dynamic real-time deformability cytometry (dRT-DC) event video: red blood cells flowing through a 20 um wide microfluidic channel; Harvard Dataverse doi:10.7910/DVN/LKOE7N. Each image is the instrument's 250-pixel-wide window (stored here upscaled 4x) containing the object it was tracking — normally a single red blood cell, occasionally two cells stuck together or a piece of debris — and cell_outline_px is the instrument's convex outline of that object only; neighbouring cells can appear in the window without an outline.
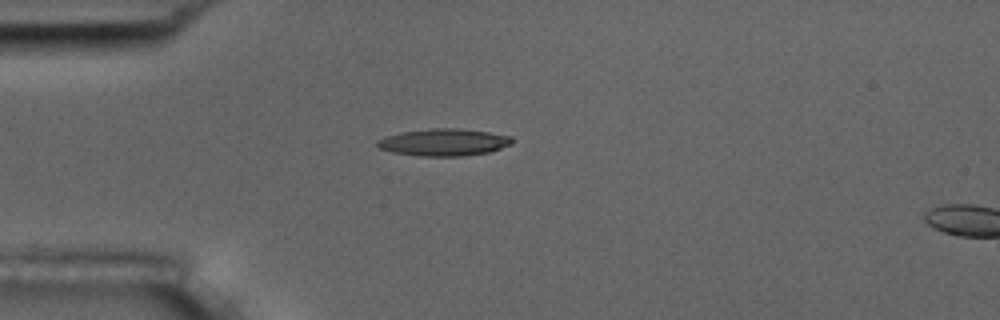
{"species": "common noctule bat (a hibernating species)", "species_latin": "Nyctalus noctula", "temperature_condition": "room temperature", "stored_images_in_passage": 2, "camera_frame_rate_fps": 3000, "um_per_image_px": 0.085, "animal": {"sex": "male", "body_mass_g": 17.5, "forearm_length_mm": 52.3}, "frame": {"image": 1, "passage_image": 1, "time_ms": 0.0, "image_size_px": [1000, 320], "cell_outline_px": [[512, 144], [492, 152], [464, 156], [420, 156], [392, 152], [380, 148], [376, 144], [376, 140], [384, 136], [400, 132], [432, 128], [460, 128], [488, 132], [512, 136]], "centroid_in_image_um": [37.73, 12.09], "position_along_channel_um": 47.3, "area_um2": 21.56}}